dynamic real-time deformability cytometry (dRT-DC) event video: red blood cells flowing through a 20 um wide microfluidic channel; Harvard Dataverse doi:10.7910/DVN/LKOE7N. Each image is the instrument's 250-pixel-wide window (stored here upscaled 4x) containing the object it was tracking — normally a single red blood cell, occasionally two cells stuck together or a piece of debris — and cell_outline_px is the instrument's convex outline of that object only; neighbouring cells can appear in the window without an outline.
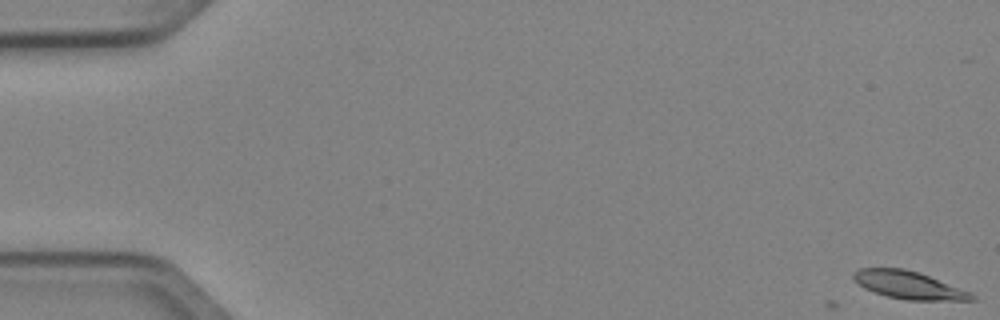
{"species": "Egyptian fruit bat (a non-hibernating species)", "species_latin": "Rousettus aegyptiacus", "temperature_condition": "cold", "stored_images_in_passage": 5, "camera_frame_rate_fps": 3000, "um_per_image_px": 0.085, "animal": {"sex": "female"}, "frame": {"image": 1, "passage_image": 1, "time_ms": 0.0, "image_size_px": [1000, 320], "cell_outline_px": [[976, 300], [908, 300], [888, 296], [864, 288], [852, 276], [852, 272], [860, 268], [904, 268], [928, 276], [968, 292], [976, 296]], "centroid_in_image_um": [77.19, 24.23], "position_along_channel_um": 7.8, "area_um2": 18.5}}